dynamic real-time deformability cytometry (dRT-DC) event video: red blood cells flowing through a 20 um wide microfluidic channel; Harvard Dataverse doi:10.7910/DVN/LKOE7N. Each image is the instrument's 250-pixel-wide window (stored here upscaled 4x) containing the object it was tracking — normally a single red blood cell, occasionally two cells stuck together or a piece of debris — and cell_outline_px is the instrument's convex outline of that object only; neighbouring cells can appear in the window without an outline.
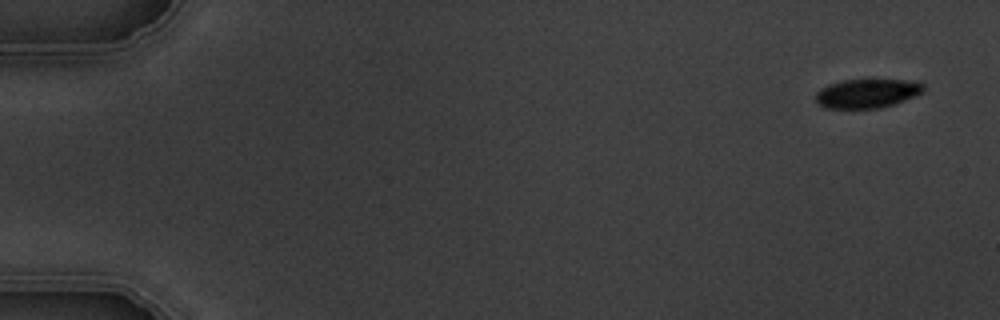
{"species": "common noctule bat (a hibernating species)", "species_latin": "Nyctalus noctula", "temperature_condition": "warm", "stored_images_in_passage": 5, "camera_frame_rate_fps": 3000, "um_per_image_px": 0.085, "animal": {"sex": "male", "body_mass_g": 19.5, "forearm_length_mm": 54.6}, "frame": {"image": 1, "passage_image": 1, "time_ms": 0.0, "image_size_px": [1000, 320], "cell_outline_px": [[924, 92], [896, 104], [880, 108], [828, 108], [816, 104], [816, 92], [820, 88], [828, 84], [844, 80], [916, 80], [924, 84]], "centroid_in_image_um": [73.72, 7.94], "position_along_channel_um": 11.3, "area_um2": 18.44}}
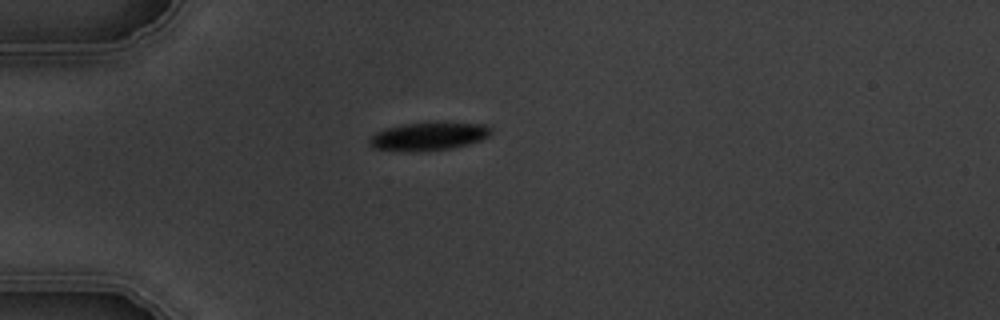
{"frame": {"image": 2, "passage_image": 5, "time_ms": 4.333, "image_size_px": [1000, 320], "cell_outline_px": [[492, 132], [488, 136], [480, 140], [468, 144], [452, 148], [416, 152], [404, 152], [372, 148], [368, 140], [376, 132], [388, 128], [404, 124], [436, 120], [484, 124], [492, 128]], "centroid_in_image_um": [36.45, 11.56], "position_along_channel_um": 48.5, "area_um2": 20.58}}